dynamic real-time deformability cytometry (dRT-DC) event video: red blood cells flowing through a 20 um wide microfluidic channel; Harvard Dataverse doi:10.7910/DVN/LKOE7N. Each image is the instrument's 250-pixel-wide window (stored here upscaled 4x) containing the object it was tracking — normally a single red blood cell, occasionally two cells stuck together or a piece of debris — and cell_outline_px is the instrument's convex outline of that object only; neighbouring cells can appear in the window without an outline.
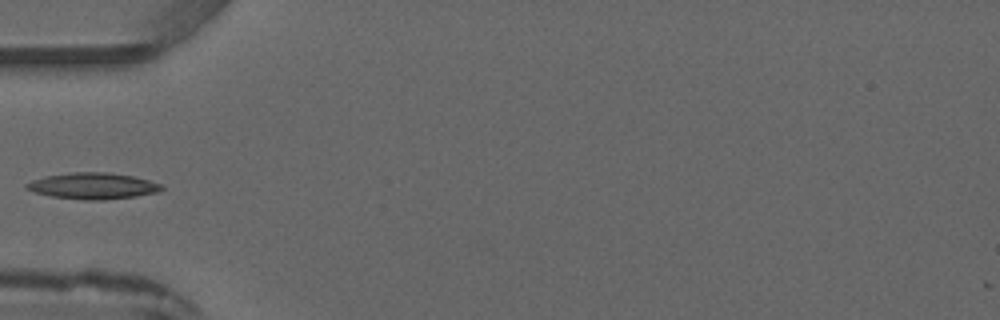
{"species": "common noctule bat (a hibernating species)", "species_latin": "Nyctalus noctula", "temperature_condition": "warm", "stored_images_in_passage": 3, "camera_frame_rate_fps": 3000, "um_per_image_px": 0.085, "animal": {"sex": "male", "forearm_length_mm": 52.5}, "frame": {"image": 1, "passage_image": 3, "time_ms": 2.333, "image_size_px": [1000, 320], "cell_outline_px": [[164, 188], [160, 192], [136, 196], [104, 200], [84, 200], [52, 196], [36, 192], [24, 188], [24, 184], [32, 180], [44, 176], [68, 172], [108, 172], [132, 176], [148, 180], [160, 184]], "centroid_in_image_um": [7.88, 15.8], "position_along_channel_um": 77.1, "area_um2": 20.75}}